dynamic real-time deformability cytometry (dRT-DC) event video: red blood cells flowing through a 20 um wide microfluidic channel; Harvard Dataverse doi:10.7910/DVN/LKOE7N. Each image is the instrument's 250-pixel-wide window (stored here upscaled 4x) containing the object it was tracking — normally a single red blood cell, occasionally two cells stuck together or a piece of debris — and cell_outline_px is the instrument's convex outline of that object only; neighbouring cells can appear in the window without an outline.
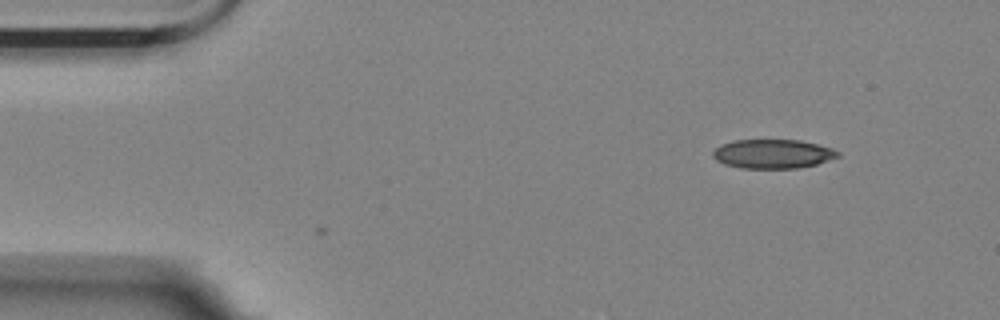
{"species": "Egyptian fruit bat (a non-hibernating species)", "species_latin": "Rousettus aegyptiacus", "temperature_condition": "room temperature", "stored_images_in_passage": 3, "camera_frame_rate_fps": 3000, "um_per_image_px": 0.085, "animal": {"sex": "female"}, "frame": {"image": 1, "passage_image": 1, "time_ms": 0.0, "image_size_px": [1000, 320], "cell_outline_px": [[840, 156], [816, 164], [796, 168], [740, 168], [724, 164], [716, 160], [712, 156], [712, 152], [720, 144], [732, 140], [800, 140], [832, 148], [840, 152]], "centroid_in_image_um": [65.66, 13.07], "position_along_channel_um": 19.3, "area_um2": 21.21}}
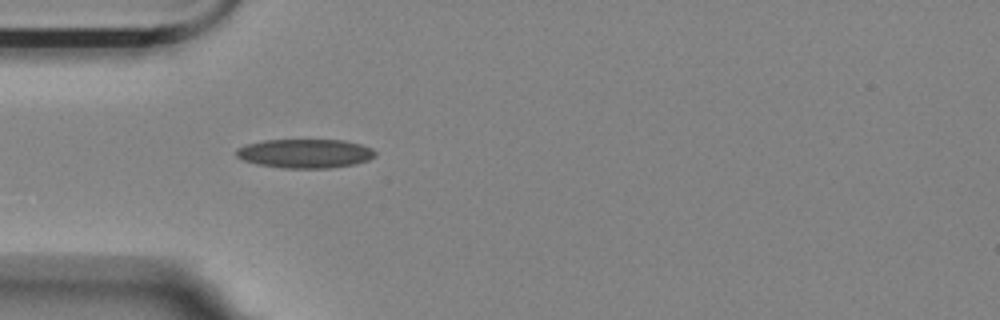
{"frame": {"image": 2, "passage_image": 3, "time_ms": 0.667, "image_size_px": [1000, 320], "cell_outline_px": [[376, 156], [368, 160], [356, 164], [328, 168], [284, 168], [256, 164], [244, 160], [236, 156], [236, 148], [248, 144], [264, 140], [344, 140], [360, 144], [372, 148], [376, 152]], "centroid_in_image_um": [25.95, 13.05], "position_along_channel_um": 59.1, "area_um2": 23.52}}